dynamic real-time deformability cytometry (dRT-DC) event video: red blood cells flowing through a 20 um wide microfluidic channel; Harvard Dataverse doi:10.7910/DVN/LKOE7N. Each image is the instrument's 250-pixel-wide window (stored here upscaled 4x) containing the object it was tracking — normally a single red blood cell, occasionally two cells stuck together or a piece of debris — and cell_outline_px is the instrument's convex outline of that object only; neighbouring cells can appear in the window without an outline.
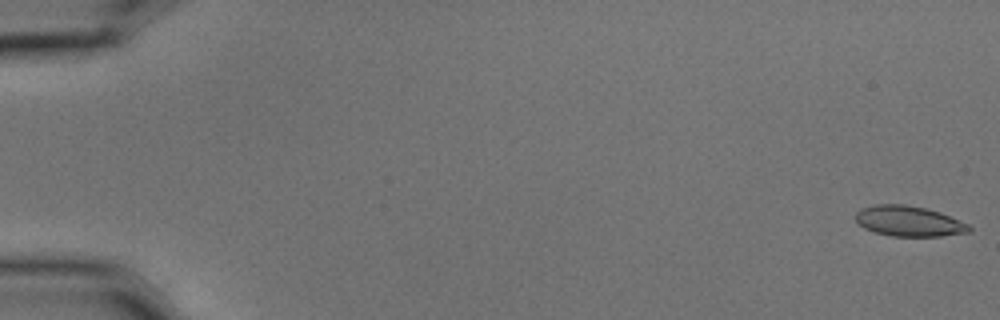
{"species": "common noctule bat (a hibernating species)", "species_latin": "Nyctalus noctula", "temperature_condition": "cold", "stored_images_in_passage": 8, "camera_frame_rate_fps": 3000, "um_per_image_px": 0.085, "animal": {"sex": "male", "body_mass_g": 15.6}, "frame": {"image": 1, "passage_image": 1, "time_ms": 0.0, "image_size_px": [1000, 320], "cell_outline_px": [[972, 232], [940, 236], [892, 236], [876, 232], [864, 228], [856, 220], [856, 212], [864, 208], [876, 204], [904, 204], [924, 208], [940, 212], [968, 224], [972, 228]], "centroid_in_image_um": [77.28, 18.8], "position_along_channel_um": 7.7, "area_um2": 19.94}}
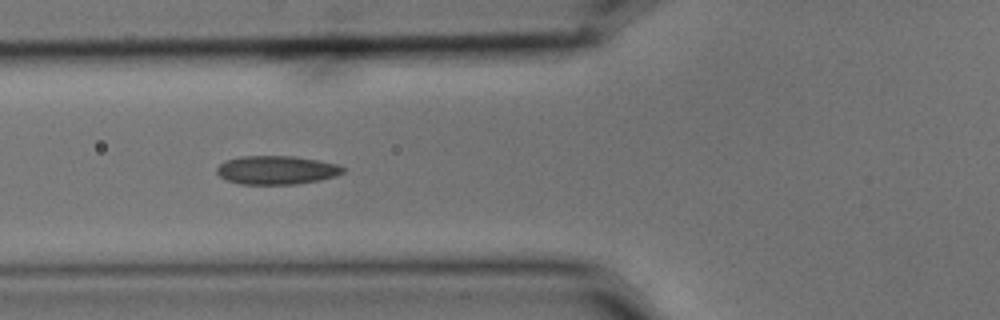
{"frame": {"image": 2, "passage_image": 7, "time_ms": 2.0, "image_size_px": [1000, 320], "cell_outline_px": [[344, 172], [336, 176], [320, 180], [296, 184], [240, 184], [228, 180], [220, 176], [216, 172], [216, 168], [224, 160], [240, 156], [296, 156], [320, 160], [336, 164], [344, 168]], "centroid_in_image_um": [23.5, 14.45], "position_along_channel_um": 102.3, "area_um2": 21.15}}
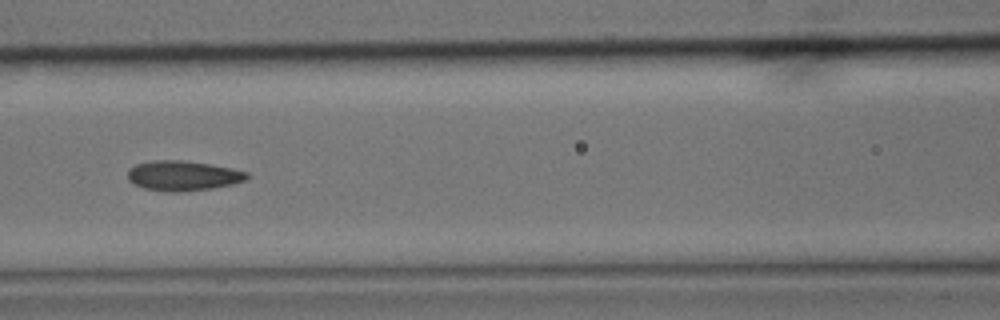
{"frame": {"image": 3, "passage_image": 8, "time_ms": 2.333, "image_size_px": [1000, 320], "cell_outline_px": [[248, 176], [244, 180], [232, 184], [212, 188], [180, 192], [164, 192], [144, 188], [128, 180], [128, 168], [136, 164], [152, 160], [180, 160], [212, 164], [232, 168], [248, 172]], "centroid_in_image_um": [15.53, 14.93], "position_along_channel_um": 151.1, "area_um2": 20.87}}